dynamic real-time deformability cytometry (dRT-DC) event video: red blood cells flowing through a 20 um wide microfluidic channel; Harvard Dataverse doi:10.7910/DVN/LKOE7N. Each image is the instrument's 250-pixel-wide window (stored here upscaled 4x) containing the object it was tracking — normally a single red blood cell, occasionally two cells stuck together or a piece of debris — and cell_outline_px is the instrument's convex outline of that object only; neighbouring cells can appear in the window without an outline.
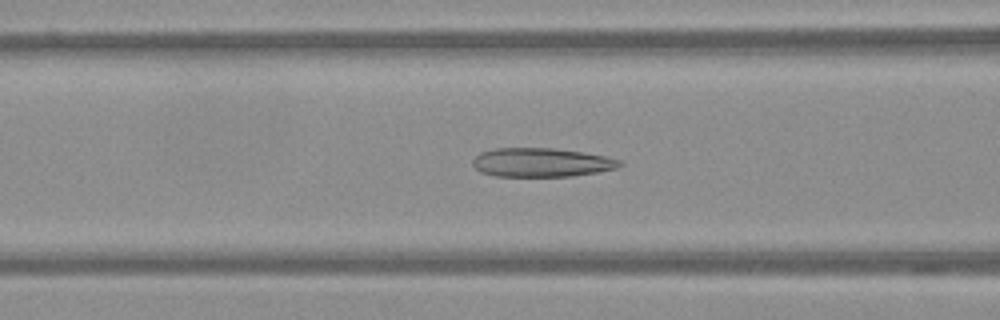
{"species": "Egyptian fruit bat (a non-hibernating species)", "species_latin": "Rousettus aegyptiacus", "temperature_condition": "warm", "stored_images_in_passage": 49, "camera_frame_rate_fps": 3000, "um_per_image_px": 0.085, "frame": {"image": 1, "passage_image": 16, "time_ms": 5.0, "image_size_px": [1000, 320], "cell_outline_px": [[624, 164], [616, 168], [600, 172], [572, 176], [496, 176], [480, 172], [472, 164], [472, 160], [480, 152], [496, 148], [552, 148], [584, 152], [624, 160]], "centroid_in_image_um": [46.05, 13.81], "position_along_channel_um": 120.5, "area_um2": 24.91}}
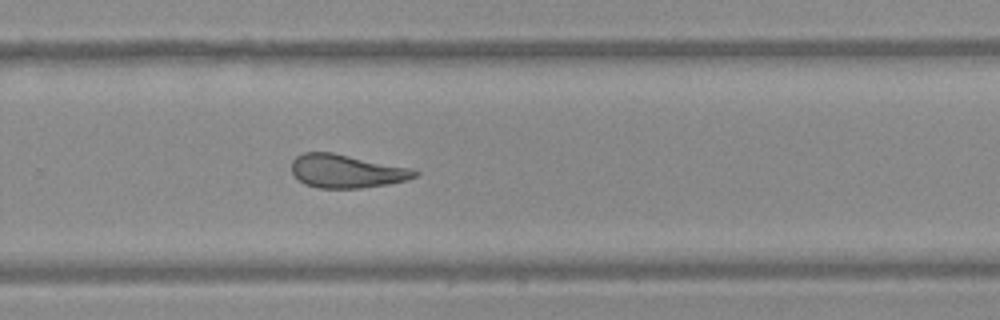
{"frame": {"image": 2, "passage_image": 31, "time_ms": 10.0, "image_size_px": [1000, 320], "cell_outline_px": [[420, 172], [416, 176], [408, 180], [388, 184], [360, 188], [320, 188], [304, 184], [292, 172], [292, 160], [296, 156], [304, 152], [332, 152], [412, 168]], "centroid_in_image_um": [29.47, 14.54], "position_along_channel_um": 300.3, "area_um2": 23.99}}
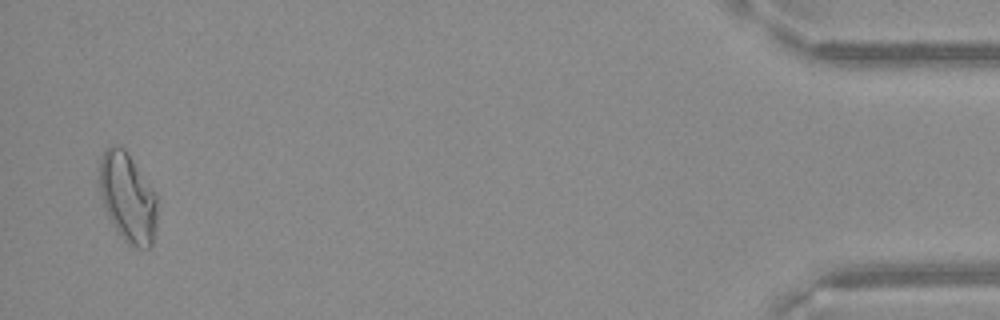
{"frame": {"image": 3, "passage_image": 48, "time_ms": 15.667, "image_size_px": [1000, 320], "cell_outline_px": [[156, 228], [152, 244], [148, 248], [136, 248], [128, 244], [124, 240], [116, 228], [100, 196], [100, 160], [104, 148], [112, 144], [116, 144], [124, 148], [156, 192]], "centroid_in_image_um": [10.87, 16.76], "position_along_channel_um": 424.3, "area_um2": 29.88}}